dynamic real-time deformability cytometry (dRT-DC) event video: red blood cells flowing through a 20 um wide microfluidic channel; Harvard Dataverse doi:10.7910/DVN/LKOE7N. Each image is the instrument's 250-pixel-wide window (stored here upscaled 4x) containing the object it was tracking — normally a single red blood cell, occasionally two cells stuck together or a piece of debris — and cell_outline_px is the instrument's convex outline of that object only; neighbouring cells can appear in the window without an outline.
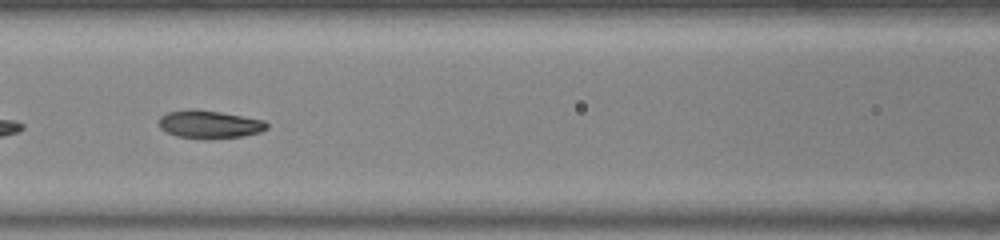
{"species": "common noctule bat (a hibernating species)", "species_latin": "Nyctalus noctula", "temperature_condition": "warm", "stored_images_in_passage": 32, "camera_frame_rate_fps": 3000, "um_per_image_px": 0.085, "animal": {"sex": "female", "body_mass_g": 23.0, "forearm_length_mm": 53.4}, "frame": {"image": 1, "passage_image": 10, "time_ms": 3.0, "image_size_px": [1000, 240], "cell_outline_px": [[268, 128], [260, 132], [240, 136], [176, 136], [160, 128], [160, 116], [168, 112], [188, 108], [196, 108], [220, 112], [264, 120], [268, 124]], "centroid_in_image_um": [17.79, 10.5], "position_along_channel_um": 148.8, "area_um2": 16.82}}
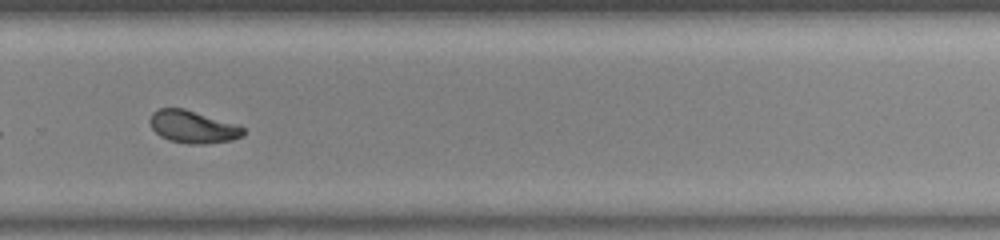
{"frame": {"image": 2, "passage_image": 23, "time_ms": 7.333, "image_size_px": [1000, 240], "cell_outline_px": [[244, 132], [240, 136], [232, 140], [204, 144], [188, 144], [168, 140], [160, 136], [152, 128], [148, 120], [152, 112], [160, 108], [184, 108], [236, 124], [244, 128]], "centroid_in_image_um": [16.35, 10.78], "position_along_channel_um": 313.5, "area_um2": 17.63}, "authors_computed_cell_mechanics": {"area_um2": 17.6001, "velocity_mm_per_s": 3.8133, "shape_relaxation_time_tau1_ms": 3.5896, "shape_relaxation_time_tau2_ms": 1.3047, "deformation_change_tau1": 0.1592, "deformation_change_tau2": 0.0646}}